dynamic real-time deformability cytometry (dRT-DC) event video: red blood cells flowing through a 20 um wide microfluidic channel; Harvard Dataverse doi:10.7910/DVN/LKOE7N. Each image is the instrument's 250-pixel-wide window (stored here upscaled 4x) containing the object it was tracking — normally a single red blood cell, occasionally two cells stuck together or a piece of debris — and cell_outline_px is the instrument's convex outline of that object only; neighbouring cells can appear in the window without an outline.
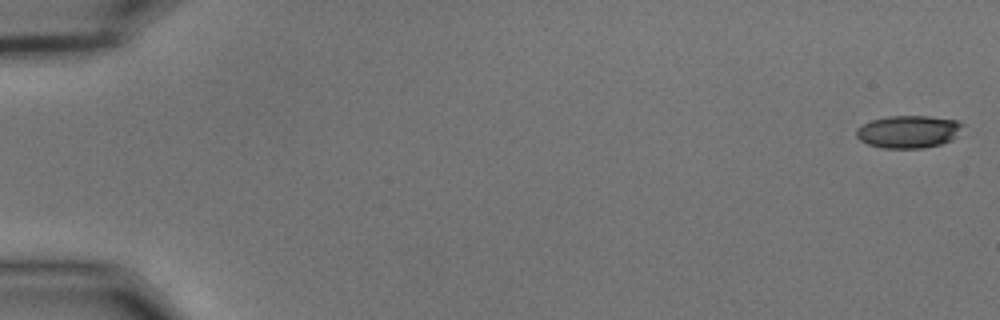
{"species": "common noctule bat (a hibernating species)", "species_latin": "Nyctalus noctula", "temperature_condition": "cold", "stored_images_in_passage": 56, "camera_frame_rate_fps": 3000, "um_per_image_px": 0.085, "animal": {"sex": "male", "body_mass_g": 15.6}, "frame": {"image": 1, "passage_image": 1, "time_ms": 0.0, "image_size_px": [1000, 320], "cell_outline_px": [[964, 124], [952, 140], [940, 144], [924, 148], [884, 148], [868, 144], [860, 140], [856, 136], [856, 128], [872, 120], [888, 116], [928, 116], [960, 120]], "centroid_in_image_um": [77.23, 11.19], "position_along_channel_um": 7.8, "area_um2": 20.17}}
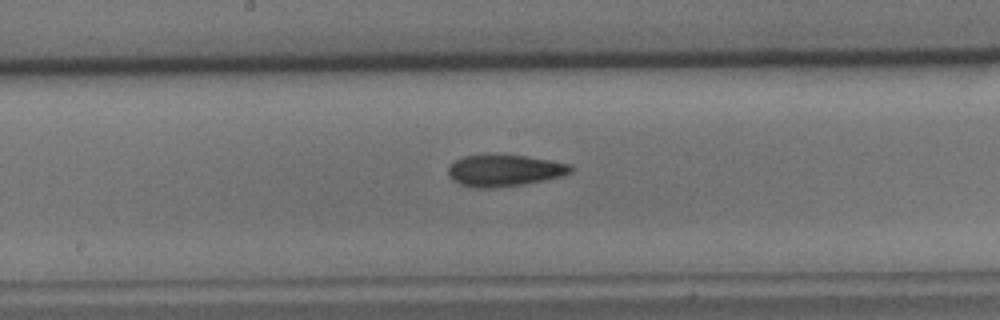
{"frame": {"image": 2, "passage_image": 30, "time_ms": 9.667, "image_size_px": [1000, 320], "cell_outline_px": [[576, 168], [572, 172], [560, 176], [524, 184], [488, 188], [472, 188], [460, 184], [452, 180], [448, 176], [448, 164], [464, 156], [484, 152], [488, 152], [528, 156], [572, 164]], "centroid_in_image_um": [42.83, 14.45], "position_along_channel_um": 205.4, "area_um2": 23.41}}
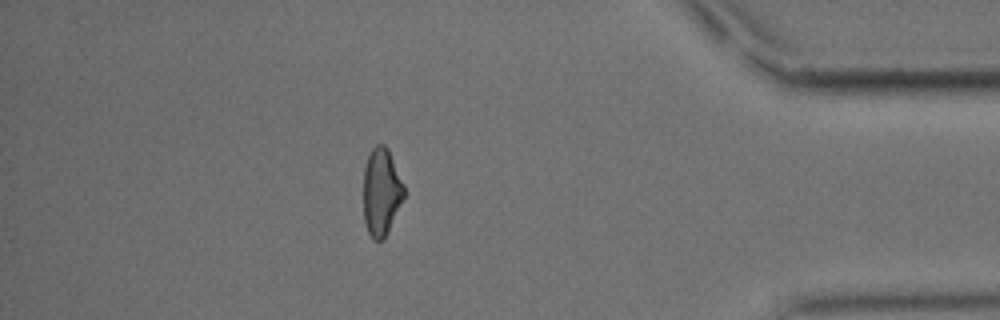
{"frame": {"image": 3, "passage_image": 49, "time_ms": 16.0, "image_size_px": [1000, 320], "cell_outline_px": [[404, 196], [384, 240], [372, 240], [368, 232], [364, 220], [364, 168], [368, 156], [372, 148], [376, 144], [384, 144], [388, 148], [404, 184]], "centroid_in_image_um": [32.41, 16.3], "position_along_channel_um": 402.8, "area_um2": 20.63}, "authors_computed_cell_mechanics": {"area_um2": 21.8484, "velocity_mm_per_s": 3.6695, "shape_relaxation_time_tau1_ms": 6.5339, "shape_relaxation_time_tau2_ms": 5.6489, "deformation_change_tau1": 0.1702, "deformation_change_tau2": 0.1502}}